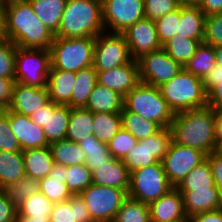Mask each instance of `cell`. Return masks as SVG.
<instances>
[{
	"mask_svg": "<svg viewBox=\"0 0 222 222\" xmlns=\"http://www.w3.org/2000/svg\"><path fill=\"white\" fill-rule=\"evenodd\" d=\"M124 96L97 83L85 108L92 113H121L123 110Z\"/></svg>",
	"mask_w": 222,
	"mask_h": 222,
	"instance_id": "4316f807",
	"label": "cell"
},
{
	"mask_svg": "<svg viewBox=\"0 0 222 222\" xmlns=\"http://www.w3.org/2000/svg\"><path fill=\"white\" fill-rule=\"evenodd\" d=\"M49 148L51 150L54 163L64 165L66 167L85 164V153L76 142L64 139L51 143Z\"/></svg>",
	"mask_w": 222,
	"mask_h": 222,
	"instance_id": "836d02e7",
	"label": "cell"
},
{
	"mask_svg": "<svg viewBox=\"0 0 222 222\" xmlns=\"http://www.w3.org/2000/svg\"><path fill=\"white\" fill-rule=\"evenodd\" d=\"M172 141L203 152L216 151L213 108L207 106L174 114L170 125Z\"/></svg>",
	"mask_w": 222,
	"mask_h": 222,
	"instance_id": "7a4b0ae2",
	"label": "cell"
},
{
	"mask_svg": "<svg viewBox=\"0 0 222 222\" xmlns=\"http://www.w3.org/2000/svg\"><path fill=\"white\" fill-rule=\"evenodd\" d=\"M93 222H111L128 198L126 190L91 184L80 193Z\"/></svg>",
	"mask_w": 222,
	"mask_h": 222,
	"instance_id": "9c48e42d",
	"label": "cell"
},
{
	"mask_svg": "<svg viewBox=\"0 0 222 222\" xmlns=\"http://www.w3.org/2000/svg\"><path fill=\"white\" fill-rule=\"evenodd\" d=\"M105 31L102 0H67L54 37H92Z\"/></svg>",
	"mask_w": 222,
	"mask_h": 222,
	"instance_id": "3957f363",
	"label": "cell"
},
{
	"mask_svg": "<svg viewBox=\"0 0 222 222\" xmlns=\"http://www.w3.org/2000/svg\"><path fill=\"white\" fill-rule=\"evenodd\" d=\"M50 68V50L17 47L14 74L16 82L45 88L47 87Z\"/></svg>",
	"mask_w": 222,
	"mask_h": 222,
	"instance_id": "52a82bcc",
	"label": "cell"
},
{
	"mask_svg": "<svg viewBox=\"0 0 222 222\" xmlns=\"http://www.w3.org/2000/svg\"><path fill=\"white\" fill-rule=\"evenodd\" d=\"M133 60L162 48L157 36L155 20L144 17L129 26L123 33Z\"/></svg>",
	"mask_w": 222,
	"mask_h": 222,
	"instance_id": "9a60e30c",
	"label": "cell"
},
{
	"mask_svg": "<svg viewBox=\"0 0 222 222\" xmlns=\"http://www.w3.org/2000/svg\"><path fill=\"white\" fill-rule=\"evenodd\" d=\"M98 83L125 96L138 83L139 65L136 60L106 71H97Z\"/></svg>",
	"mask_w": 222,
	"mask_h": 222,
	"instance_id": "d6986e66",
	"label": "cell"
},
{
	"mask_svg": "<svg viewBox=\"0 0 222 222\" xmlns=\"http://www.w3.org/2000/svg\"><path fill=\"white\" fill-rule=\"evenodd\" d=\"M17 216V207L7 199L4 191L0 189V222H15Z\"/></svg>",
	"mask_w": 222,
	"mask_h": 222,
	"instance_id": "f907efd6",
	"label": "cell"
},
{
	"mask_svg": "<svg viewBox=\"0 0 222 222\" xmlns=\"http://www.w3.org/2000/svg\"><path fill=\"white\" fill-rule=\"evenodd\" d=\"M183 196L186 216L220 209L218 188H207L192 191H179Z\"/></svg>",
	"mask_w": 222,
	"mask_h": 222,
	"instance_id": "484cf974",
	"label": "cell"
},
{
	"mask_svg": "<svg viewBox=\"0 0 222 222\" xmlns=\"http://www.w3.org/2000/svg\"><path fill=\"white\" fill-rule=\"evenodd\" d=\"M9 122L13 135L17 138L22 150L48 147L45 132L35 124L30 116L9 111Z\"/></svg>",
	"mask_w": 222,
	"mask_h": 222,
	"instance_id": "ac0fdd59",
	"label": "cell"
},
{
	"mask_svg": "<svg viewBox=\"0 0 222 222\" xmlns=\"http://www.w3.org/2000/svg\"><path fill=\"white\" fill-rule=\"evenodd\" d=\"M26 176L42 179L48 176L54 165L51 150L48 147L22 150Z\"/></svg>",
	"mask_w": 222,
	"mask_h": 222,
	"instance_id": "83f0119b",
	"label": "cell"
},
{
	"mask_svg": "<svg viewBox=\"0 0 222 222\" xmlns=\"http://www.w3.org/2000/svg\"><path fill=\"white\" fill-rule=\"evenodd\" d=\"M151 222H188L183 196L173 187L149 204Z\"/></svg>",
	"mask_w": 222,
	"mask_h": 222,
	"instance_id": "e0dca14e",
	"label": "cell"
},
{
	"mask_svg": "<svg viewBox=\"0 0 222 222\" xmlns=\"http://www.w3.org/2000/svg\"><path fill=\"white\" fill-rule=\"evenodd\" d=\"M188 222H222V209L193 215L188 218Z\"/></svg>",
	"mask_w": 222,
	"mask_h": 222,
	"instance_id": "9f6ffc18",
	"label": "cell"
},
{
	"mask_svg": "<svg viewBox=\"0 0 222 222\" xmlns=\"http://www.w3.org/2000/svg\"><path fill=\"white\" fill-rule=\"evenodd\" d=\"M196 5L206 16L222 13V0H198Z\"/></svg>",
	"mask_w": 222,
	"mask_h": 222,
	"instance_id": "11a10c76",
	"label": "cell"
},
{
	"mask_svg": "<svg viewBox=\"0 0 222 222\" xmlns=\"http://www.w3.org/2000/svg\"><path fill=\"white\" fill-rule=\"evenodd\" d=\"M71 96V108H84L94 86L98 83L97 70L88 66L78 70Z\"/></svg>",
	"mask_w": 222,
	"mask_h": 222,
	"instance_id": "f546056e",
	"label": "cell"
},
{
	"mask_svg": "<svg viewBox=\"0 0 222 222\" xmlns=\"http://www.w3.org/2000/svg\"><path fill=\"white\" fill-rule=\"evenodd\" d=\"M216 151L222 146V108H214Z\"/></svg>",
	"mask_w": 222,
	"mask_h": 222,
	"instance_id": "680465c9",
	"label": "cell"
},
{
	"mask_svg": "<svg viewBox=\"0 0 222 222\" xmlns=\"http://www.w3.org/2000/svg\"><path fill=\"white\" fill-rule=\"evenodd\" d=\"M113 222H151L149 204L128 197Z\"/></svg>",
	"mask_w": 222,
	"mask_h": 222,
	"instance_id": "ab89813d",
	"label": "cell"
},
{
	"mask_svg": "<svg viewBox=\"0 0 222 222\" xmlns=\"http://www.w3.org/2000/svg\"><path fill=\"white\" fill-rule=\"evenodd\" d=\"M218 195H219L220 209H222V184L218 186Z\"/></svg>",
	"mask_w": 222,
	"mask_h": 222,
	"instance_id": "e7e4bbea",
	"label": "cell"
},
{
	"mask_svg": "<svg viewBox=\"0 0 222 222\" xmlns=\"http://www.w3.org/2000/svg\"><path fill=\"white\" fill-rule=\"evenodd\" d=\"M105 32L123 33L144 16V0H102Z\"/></svg>",
	"mask_w": 222,
	"mask_h": 222,
	"instance_id": "7c38bea8",
	"label": "cell"
},
{
	"mask_svg": "<svg viewBox=\"0 0 222 222\" xmlns=\"http://www.w3.org/2000/svg\"><path fill=\"white\" fill-rule=\"evenodd\" d=\"M9 0H0V4H6Z\"/></svg>",
	"mask_w": 222,
	"mask_h": 222,
	"instance_id": "003e7915",
	"label": "cell"
},
{
	"mask_svg": "<svg viewBox=\"0 0 222 222\" xmlns=\"http://www.w3.org/2000/svg\"><path fill=\"white\" fill-rule=\"evenodd\" d=\"M49 222H93L80 194L67 201L53 204Z\"/></svg>",
	"mask_w": 222,
	"mask_h": 222,
	"instance_id": "d4e9b609",
	"label": "cell"
},
{
	"mask_svg": "<svg viewBox=\"0 0 222 222\" xmlns=\"http://www.w3.org/2000/svg\"><path fill=\"white\" fill-rule=\"evenodd\" d=\"M159 89L174 114L208 106L202 79L184 68L171 80L160 85Z\"/></svg>",
	"mask_w": 222,
	"mask_h": 222,
	"instance_id": "277c9868",
	"label": "cell"
},
{
	"mask_svg": "<svg viewBox=\"0 0 222 222\" xmlns=\"http://www.w3.org/2000/svg\"><path fill=\"white\" fill-rule=\"evenodd\" d=\"M122 128L127 130L137 141L158 133L162 128L155 122L123 108L121 112Z\"/></svg>",
	"mask_w": 222,
	"mask_h": 222,
	"instance_id": "e575fe53",
	"label": "cell"
},
{
	"mask_svg": "<svg viewBox=\"0 0 222 222\" xmlns=\"http://www.w3.org/2000/svg\"><path fill=\"white\" fill-rule=\"evenodd\" d=\"M172 188L165 174L163 163L157 162L131 172L128 197L150 204Z\"/></svg>",
	"mask_w": 222,
	"mask_h": 222,
	"instance_id": "ba28073f",
	"label": "cell"
},
{
	"mask_svg": "<svg viewBox=\"0 0 222 222\" xmlns=\"http://www.w3.org/2000/svg\"><path fill=\"white\" fill-rule=\"evenodd\" d=\"M207 104L211 108H222V81H219L208 93Z\"/></svg>",
	"mask_w": 222,
	"mask_h": 222,
	"instance_id": "6f0895ef",
	"label": "cell"
},
{
	"mask_svg": "<svg viewBox=\"0 0 222 222\" xmlns=\"http://www.w3.org/2000/svg\"><path fill=\"white\" fill-rule=\"evenodd\" d=\"M2 190L7 199L18 207L26 198L40 191L39 180L25 175L16 183L9 184Z\"/></svg>",
	"mask_w": 222,
	"mask_h": 222,
	"instance_id": "b9f144b4",
	"label": "cell"
},
{
	"mask_svg": "<svg viewBox=\"0 0 222 222\" xmlns=\"http://www.w3.org/2000/svg\"><path fill=\"white\" fill-rule=\"evenodd\" d=\"M26 175L22 151H0V189Z\"/></svg>",
	"mask_w": 222,
	"mask_h": 222,
	"instance_id": "4dcf8cb0",
	"label": "cell"
},
{
	"mask_svg": "<svg viewBox=\"0 0 222 222\" xmlns=\"http://www.w3.org/2000/svg\"><path fill=\"white\" fill-rule=\"evenodd\" d=\"M131 173L122 159L113 158L108 164L96 166L92 172L93 184L110 186L129 192Z\"/></svg>",
	"mask_w": 222,
	"mask_h": 222,
	"instance_id": "ffe728a7",
	"label": "cell"
},
{
	"mask_svg": "<svg viewBox=\"0 0 222 222\" xmlns=\"http://www.w3.org/2000/svg\"><path fill=\"white\" fill-rule=\"evenodd\" d=\"M15 222H49V218L43 217H17Z\"/></svg>",
	"mask_w": 222,
	"mask_h": 222,
	"instance_id": "6125c7cd",
	"label": "cell"
},
{
	"mask_svg": "<svg viewBox=\"0 0 222 222\" xmlns=\"http://www.w3.org/2000/svg\"><path fill=\"white\" fill-rule=\"evenodd\" d=\"M206 158L211 166L214 183L218 187L222 184V154L219 151H213Z\"/></svg>",
	"mask_w": 222,
	"mask_h": 222,
	"instance_id": "f5cc1de1",
	"label": "cell"
},
{
	"mask_svg": "<svg viewBox=\"0 0 222 222\" xmlns=\"http://www.w3.org/2000/svg\"><path fill=\"white\" fill-rule=\"evenodd\" d=\"M137 139L127 130L121 128L108 143V150L113 158L123 159L136 146Z\"/></svg>",
	"mask_w": 222,
	"mask_h": 222,
	"instance_id": "bcb514c9",
	"label": "cell"
},
{
	"mask_svg": "<svg viewBox=\"0 0 222 222\" xmlns=\"http://www.w3.org/2000/svg\"><path fill=\"white\" fill-rule=\"evenodd\" d=\"M182 3H192V4H196V2L198 0H180Z\"/></svg>",
	"mask_w": 222,
	"mask_h": 222,
	"instance_id": "03108f58",
	"label": "cell"
},
{
	"mask_svg": "<svg viewBox=\"0 0 222 222\" xmlns=\"http://www.w3.org/2000/svg\"><path fill=\"white\" fill-rule=\"evenodd\" d=\"M180 23V7L155 20L157 36L163 46L173 37L177 36Z\"/></svg>",
	"mask_w": 222,
	"mask_h": 222,
	"instance_id": "ee69618b",
	"label": "cell"
},
{
	"mask_svg": "<svg viewBox=\"0 0 222 222\" xmlns=\"http://www.w3.org/2000/svg\"><path fill=\"white\" fill-rule=\"evenodd\" d=\"M137 62L140 82L156 87L171 80L183 69L163 48L143 55Z\"/></svg>",
	"mask_w": 222,
	"mask_h": 222,
	"instance_id": "4fadbf2b",
	"label": "cell"
},
{
	"mask_svg": "<svg viewBox=\"0 0 222 222\" xmlns=\"http://www.w3.org/2000/svg\"><path fill=\"white\" fill-rule=\"evenodd\" d=\"M206 15L192 3H183L180 6V23L177 36L203 42Z\"/></svg>",
	"mask_w": 222,
	"mask_h": 222,
	"instance_id": "44dd1931",
	"label": "cell"
},
{
	"mask_svg": "<svg viewBox=\"0 0 222 222\" xmlns=\"http://www.w3.org/2000/svg\"><path fill=\"white\" fill-rule=\"evenodd\" d=\"M70 120V107L52 102L47 103L46 123L42 127L49 144L66 139Z\"/></svg>",
	"mask_w": 222,
	"mask_h": 222,
	"instance_id": "7402d4cb",
	"label": "cell"
},
{
	"mask_svg": "<svg viewBox=\"0 0 222 222\" xmlns=\"http://www.w3.org/2000/svg\"><path fill=\"white\" fill-rule=\"evenodd\" d=\"M172 143L170 128H162L158 133L137 141L136 146L122 159L130 171L162 162Z\"/></svg>",
	"mask_w": 222,
	"mask_h": 222,
	"instance_id": "30bf717a",
	"label": "cell"
},
{
	"mask_svg": "<svg viewBox=\"0 0 222 222\" xmlns=\"http://www.w3.org/2000/svg\"><path fill=\"white\" fill-rule=\"evenodd\" d=\"M205 158L206 155L203 152L172 141L162 160L170 184L176 187Z\"/></svg>",
	"mask_w": 222,
	"mask_h": 222,
	"instance_id": "5bb4252c",
	"label": "cell"
},
{
	"mask_svg": "<svg viewBox=\"0 0 222 222\" xmlns=\"http://www.w3.org/2000/svg\"><path fill=\"white\" fill-rule=\"evenodd\" d=\"M93 121V135L107 144L122 128L121 113H93Z\"/></svg>",
	"mask_w": 222,
	"mask_h": 222,
	"instance_id": "8d00e7d4",
	"label": "cell"
},
{
	"mask_svg": "<svg viewBox=\"0 0 222 222\" xmlns=\"http://www.w3.org/2000/svg\"><path fill=\"white\" fill-rule=\"evenodd\" d=\"M215 65L214 47L204 42L197 47L184 69L203 79Z\"/></svg>",
	"mask_w": 222,
	"mask_h": 222,
	"instance_id": "74e56055",
	"label": "cell"
},
{
	"mask_svg": "<svg viewBox=\"0 0 222 222\" xmlns=\"http://www.w3.org/2000/svg\"><path fill=\"white\" fill-rule=\"evenodd\" d=\"M222 81V67H219V64L214 65L210 72L203 77V87L206 93H208L215 85Z\"/></svg>",
	"mask_w": 222,
	"mask_h": 222,
	"instance_id": "db71d44e",
	"label": "cell"
},
{
	"mask_svg": "<svg viewBox=\"0 0 222 222\" xmlns=\"http://www.w3.org/2000/svg\"><path fill=\"white\" fill-rule=\"evenodd\" d=\"M75 80V72L50 69L47 82L49 99L56 104L68 105L71 108V96Z\"/></svg>",
	"mask_w": 222,
	"mask_h": 222,
	"instance_id": "cb8c5ba5",
	"label": "cell"
},
{
	"mask_svg": "<svg viewBox=\"0 0 222 222\" xmlns=\"http://www.w3.org/2000/svg\"><path fill=\"white\" fill-rule=\"evenodd\" d=\"M53 203L40 191L26 198L18 207L17 217L49 218Z\"/></svg>",
	"mask_w": 222,
	"mask_h": 222,
	"instance_id": "60d3db41",
	"label": "cell"
},
{
	"mask_svg": "<svg viewBox=\"0 0 222 222\" xmlns=\"http://www.w3.org/2000/svg\"><path fill=\"white\" fill-rule=\"evenodd\" d=\"M47 118V104L40 107L37 111H34L30 116V119L39 127H43Z\"/></svg>",
	"mask_w": 222,
	"mask_h": 222,
	"instance_id": "91938a15",
	"label": "cell"
},
{
	"mask_svg": "<svg viewBox=\"0 0 222 222\" xmlns=\"http://www.w3.org/2000/svg\"><path fill=\"white\" fill-rule=\"evenodd\" d=\"M49 101V91L47 87L39 88L15 82L11 104L7 110L21 115L31 116L34 111H37Z\"/></svg>",
	"mask_w": 222,
	"mask_h": 222,
	"instance_id": "2e32d148",
	"label": "cell"
},
{
	"mask_svg": "<svg viewBox=\"0 0 222 222\" xmlns=\"http://www.w3.org/2000/svg\"><path fill=\"white\" fill-rule=\"evenodd\" d=\"M66 185L72 195L80 194L92 182V171L85 165L67 166Z\"/></svg>",
	"mask_w": 222,
	"mask_h": 222,
	"instance_id": "7bdbcfd3",
	"label": "cell"
},
{
	"mask_svg": "<svg viewBox=\"0 0 222 222\" xmlns=\"http://www.w3.org/2000/svg\"><path fill=\"white\" fill-rule=\"evenodd\" d=\"M15 82V78H0V110L10 106Z\"/></svg>",
	"mask_w": 222,
	"mask_h": 222,
	"instance_id": "816d5d0a",
	"label": "cell"
},
{
	"mask_svg": "<svg viewBox=\"0 0 222 222\" xmlns=\"http://www.w3.org/2000/svg\"><path fill=\"white\" fill-rule=\"evenodd\" d=\"M200 43V41L195 39L175 36L166 42L162 48L173 60L184 68L190 58L195 54Z\"/></svg>",
	"mask_w": 222,
	"mask_h": 222,
	"instance_id": "f35d334b",
	"label": "cell"
},
{
	"mask_svg": "<svg viewBox=\"0 0 222 222\" xmlns=\"http://www.w3.org/2000/svg\"><path fill=\"white\" fill-rule=\"evenodd\" d=\"M6 38L16 47L50 50L54 34L38 19L29 0L5 4Z\"/></svg>",
	"mask_w": 222,
	"mask_h": 222,
	"instance_id": "6da1fadb",
	"label": "cell"
},
{
	"mask_svg": "<svg viewBox=\"0 0 222 222\" xmlns=\"http://www.w3.org/2000/svg\"><path fill=\"white\" fill-rule=\"evenodd\" d=\"M93 113L84 108H70L66 139L79 143L93 135Z\"/></svg>",
	"mask_w": 222,
	"mask_h": 222,
	"instance_id": "1f68e13d",
	"label": "cell"
},
{
	"mask_svg": "<svg viewBox=\"0 0 222 222\" xmlns=\"http://www.w3.org/2000/svg\"><path fill=\"white\" fill-rule=\"evenodd\" d=\"M123 108L157 123L161 128H169L174 118L159 87L142 82L124 96Z\"/></svg>",
	"mask_w": 222,
	"mask_h": 222,
	"instance_id": "5b68a950",
	"label": "cell"
},
{
	"mask_svg": "<svg viewBox=\"0 0 222 222\" xmlns=\"http://www.w3.org/2000/svg\"><path fill=\"white\" fill-rule=\"evenodd\" d=\"M182 4L180 0H144V16L156 20L178 9Z\"/></svg>",
	"mask_w": 222,
	"mask_h": 222,
	"instance_id": "c3c4849f",
	"label": "cell"
},
{
	"mask_svg": "<svg viewBox=\"0 0 222 222\" xmlns=\"http://www.w3.org/2000/svg\"><path fill=\"white\" fill-rule=\"evenodd\" d=\"M178 191H192L207 188H218L214 183L211 166L207 158L192 171L175 187Z\"/></svg>",
	"mask_w": 222,
	"mask_h": 222,
	"instance_id": "d6a6232c",
	"label": "cell"
},
{
	"mask_svg": "<svg viewBox=\"0 0 222 222\" xmlns=\"http://www.w3.org/2000/svg\"><path fill=\"white\" fill-rule=\"evenodd\" d=\"M66 172V166L54 163L48 176L39 180L40 192L53 204L65 202L72 196L65 183Z\"/></svg>",
	"mask_w": 222,
	"mask_h": 222,
	"instance_id": "603a6c76",
	"label": "cell"
},
{
	"mask_svg": "<svg viewBox=\"0 0 222 222\" xmlns=\"http://www.w3.org/2000/svg\"><path fill=\"white\" fill-rule=\"evenodd\" d=\"M6 38L5 4H0V39Z\"/></svg>",
	"mask_w": 222,
	"mask_h": 222,
	"instance_id": "94428289",
	"label": "cell"
},
{
	"mask_svg": "<svg viewBox=\"0 0 222 222\" xmlns=\"http://www.w3.org/2000/svg\"><path fill=\"white\" fill-rule=\"evenodd\" d=\"M35 15L54 35L59 29L60 20L67 0H29Z\"/></svg>",
	"mask_w": 222,
	"mask_h": 222,
	"instance_id": "f1b7e54d",
	"label": "cell"
},
{
	"mask_svg": "<svg viewBox=\"0 0 222 222\" xmlns=\"http://www.w3.org/2000/svg\"><path fill=\"white\" fill-rule=\"evenodd\" d=\"M0 151H22L17 138L13 135L9 122V111L0 110Z\"/></svg>",
	"mask_w": 222,
	"mask_h": 222,
	"instance_id": "7dc6e473",
	"label": "cell"
},
{
	"mask_svg": "<svg viewBox=\"0 0 222 222\" xmlns=\"http://www.w3.org/2000/svg\"><path fill=\"white\" fill-rule=\"evenodd\" d=\"M203 42L213 47L222 45V13L205 17Z\"/></svg>",
	"mask_w": 222,
	"mask_h": 222,
	"instance_id": "681fc988",
	"label": "cell"
},
{
	"mask_svg": "<svg viewBox=\"0 0 222 222\" xmlns=\"http://www.w3.org/2000/svg\"><path fill=\"white\" fill-rule=\"evenodd\" d=\"M16 51L10 40L0 39V78H14Z\"/></svg>",
	"mask_w": 222,
	"mask_h": 222,
	"instance_id": "f6af8a7d",
	"label": "cell"
},
{
	"mask_svg": "<svg viewBox=\"0 0 222 222\" xmlns=\"http://www.w3.org/2000/svg\"><path fill=\"white\" fill-rule=\"evenodd\" d=\"M215 63L222 67V45L214 47Z\"/></svg>",
	"mask_w": 222,
	"mask_h": 222,
	"instance_id": "be15d7a7",
	"label": "cell"
},
{
	"mask_svg": "<svg viewBox=\"0 0 222 222\" xmlns=\"http://www.w3.org/2000/svg\"><path fill=\"white\" fill-rule=\"evenodd\" d=\"M85 153V165L93 172L96 166L108 164L113 159L108 150V144L100 142L94 135H91L78 143Z\"/></svg>",
	"mask_w": 222,
	"mask_h": 222,
	"instance_id": "d590c367",
	"label": "cell"
},
{
	"mask_svg": "<svg viewBox=\"0 0 222 222\" xmlns=\"http://www.w3.org/2000/svg\"><path fill=\"white\" fill-rule=\"evenodd\" d=\"M95 48V38L54 37L50 47L51 68L71 72L92 66Z\"/></svg>",
	"mask_w": 222,
	"mask_h": 222,
	"instance_id": "8992f818",
	"label": "cell"
},
{
	"mask_svg": "<svg viewBox=\"0 0 222 222\" xmlns=\"http://www.w3.org/2000/svg\"><path fill=\"white\" fill-rule=\"evenodd\" d=\"M122 33L102 32L95 37L93 67L97 71L114 69L132 61Z\"/></svg>",
	"mask_w": 222,
	"mask_h": 222,
	"instance_id": "8fae6325",
	"label": "cell"
},
{
	"mask_svg": "<svg viewBox=\"0 0 222 222\" xmlns=\"http://www.w3.org/2000/svg\"><path fill=\"white\" fill-rule=\"evenodd\" d=\"M222 154V146L217 150Z\"/></svg>",
	"mask_w": 222,
	"mask_h": 222,
	"instance_id": "a7ac6f4b",
	"label": "cell"
}]
</instances>
